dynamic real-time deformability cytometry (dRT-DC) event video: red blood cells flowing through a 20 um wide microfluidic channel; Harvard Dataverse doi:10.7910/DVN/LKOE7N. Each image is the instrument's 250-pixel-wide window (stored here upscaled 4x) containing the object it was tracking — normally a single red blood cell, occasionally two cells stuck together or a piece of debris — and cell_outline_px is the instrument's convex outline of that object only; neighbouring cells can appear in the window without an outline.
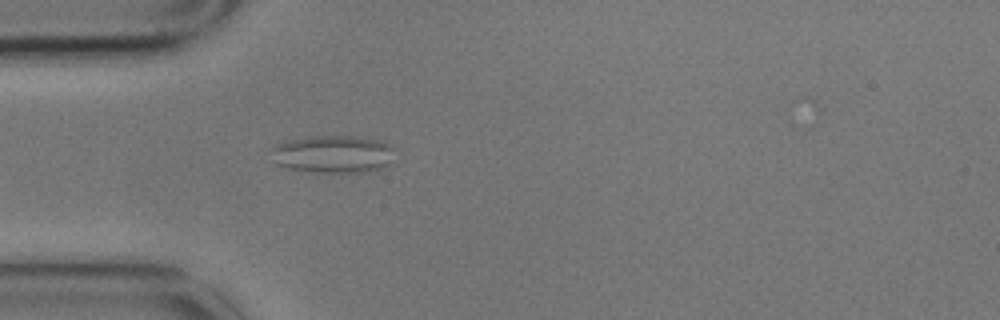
{"species": "common noctule bat (a hibernating species)", "species_latin": "Nyctalus noctula", "temperature_condition": "cold", "stored_images_in_passage": 2, "camera_frame_rate_fps": 3000, "um_per_image_px": 0.085, "animal": {"sex": "male", "body_mass_g": 17.9}, "frame": {"image": 1, "passage_image": 2, "time_ms": 0.333, "image_size_px": [1000, 320], "cell_outline_px": [[396, 148], [388, 164], [384, 168], [372, 172], [308, 172], [288, 168], [276, 164], [264, 152], [276, 144], [288, 140], [316, 136], [352, 136], [380, 140]], "centroid_in_image_um": [28.24, 13.11], "position_along_channel_um": 56.8, "area_um2": 27.74}}